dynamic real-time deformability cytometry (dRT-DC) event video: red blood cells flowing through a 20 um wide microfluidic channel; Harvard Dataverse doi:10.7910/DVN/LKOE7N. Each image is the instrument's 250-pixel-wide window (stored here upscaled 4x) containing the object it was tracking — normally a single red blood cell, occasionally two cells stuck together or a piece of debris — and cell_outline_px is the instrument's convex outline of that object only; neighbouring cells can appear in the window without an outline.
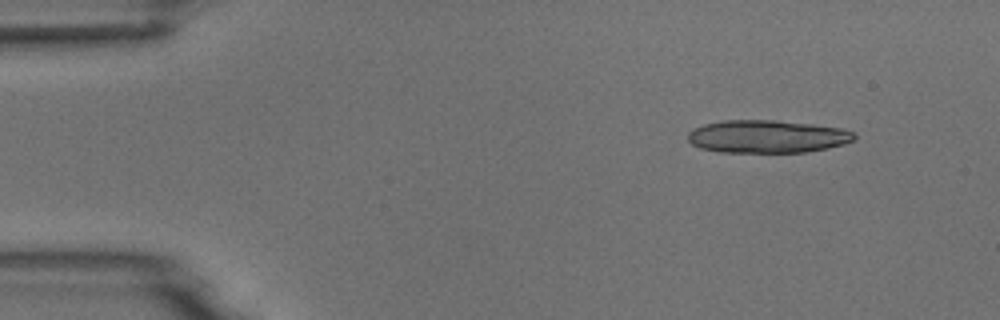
{"species": "common noctule bat (a hibernating species)", "species_latin": "Nyctalus noctula", "temperature_condition": "room temperature", "stored_images_in_passage": 5, "camera_frame_rate_fps": 3000, "um_per_image_px": 0.085, "animal": {"sex": "male", "body_mass_g": 18.8}, "frame": {"image": 1, "passage_image": 1, "time_ms": 0.0, "image_size_px": [1000, 320], "cell_outline_px": [[856, 136], [852, 140], [844, 144], [828, 148], [808, 152], [720, 152], [700, 148], [692, 144], [688, 140], [688, 132], [692, 128], [704, 124], [720, 120], [776, 120], [812, 124], [840, 128], [852, 132]], "centroid_in_image_um": [65.17, 11.6], "position_along_channel_um": 19.8, "area_um2": 31.91}}